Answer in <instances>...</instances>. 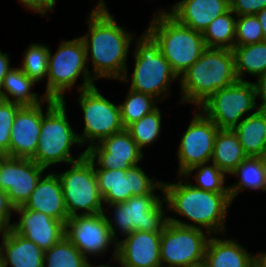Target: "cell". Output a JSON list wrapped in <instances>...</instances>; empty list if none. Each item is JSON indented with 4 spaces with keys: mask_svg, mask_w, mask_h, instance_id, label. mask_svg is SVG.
<instances>
[{
    "mask_svg": "<svg viewBox=\"0 0 266 267\" xmlns=\"http://www.w3.org/2000/svg\"><path fill=\"white\" fill-rule=\"evenodd\" d=\"M5 155L0 151V160L4 157Z\"/></svg>",
    "mask_w": 266,
    "mask_h": 267,
    "instance_id": "cell-49",
    "label": "cell"
},
{
    "mask_svg": "<svg viewBox=\"0 0 266 267\" xmlns=\"http://www.w3.org/2000/svg\"><path fill=\"white\" fill-rule=\"evenodd\" d=\"M133 49L134 69L131 79L128 78L126 69L120 82L129 83V88L144 94L153 96L161 102L169 93L170 84L179 80L172 70L169 62L160 51L159 44L147 32L144 31L137 40ZM161 98V99H160Z\"/></svg>",
    "mask_w": 266,
    "mask_h": 267,
    "instance_id": "cell-6",
    "label": "cell"
},
{
    "mask_svg": "<svg viewBox=\"0 0 266 267\" xmlns=\"http://www.w3.org/2000/svg\"><path fill=\"white\" fill-rule=\"evenodd\" d=\"M265 41L264 33L256 15L236 18L234 46H243Z\"/></svg>",
    "mask_w": 266,
    "mask_h": 267,
    "instance_id": "cell-36",
    "label": "cell"
},
{
    "mask_svg": "<svg viewBox=\"0 0 266 267\" xmlns=\"http://www.w3.org/2000/svg\"><path fill=\"white\" fill-rule=\"evenodd\" d=\"M210 236L203 229L184 227L168 222L161 232V267L202 265Z\"/></svg>",
    "mask_w": 266,
    "mask_h": 267,
    "instance_id": "cell-12",
    "label": "cell"
},
{
    "mask_svg": "<svg viewBox=\"0 0 266 267\" xmlns=\"http://www.w3.org/2000/svg\"><path fill=\"white\" fill-rule=\"evenodd\" d=\"M178 178L181 180L176 183L162 182L166 211H172L190 221L173 216H168V221L184 227L200 228L210 235H224L226 216L229 214V206L232 205L229 193L201 190L192 186L189 179H185L186 182L182 180V176Z\"/></svg>",
    "mask_w": 266,
    "mask_h": 267,
    "instance_id": "cell-2",
    "label": "cell"
},
{
    "mask_svg": "<svg viewBox=\"0 0 266 267\" xmlns=\"http://www.w3.org/2000/svg\"><path fill=\"white\" fill-rule=\"evenodd\" d=\"M162 113L157 106L153 111L144 115L139 121L130 124L126 129L142 150L159 139L161 134Z\"/></svg>",
    "mask_w": 266,
    "mask_h": 267,
    "instance_id": "cell-34",
    "label": "cell"
},
{
    "mask_svg": "<svg viewBox=\"0 0 266 267\" xmlns=\"http://www.w3.org/2000/svg\"><path fill=\"white\" fill-rule=\"evenodd\" d=\"M47 171L30 158L4 156L0 160V189L15 207L23 206Z\"/></svg>",
    "mask_w": 266,
    "mask_h": 267,
    "instance_id": "cell-17",
    "label": "cell"
},
{
    "mask_svg": "<svg viewBox=\"0 0 266 267\" xmlns=\"http://www.w3.org/2000/svg\"><path fill=\"white\" fill-rule=\"evenodd\" d=\"M193 171L197 174L195 173L192 179L195 178L197 184L189 183L195 188L215 193H229L228 186H225L227 175L212 162L191 167L181 176L184 179H191Z\"/></svg>",
    "mask_w": 266,
    "mask_h": 267,
    "instance_id": "cell-32",
    "label": "cell"
},
{
    "mask_svg": "<svg viewBox=\"0 0 266 267\" xmlns=\"http://www.w3.org/2000/svg\"><path fill=\"white\" fill-rule=\"evenodd\" d=\"M237 16L229 9L215 18L202 32L207 48L233 49Z\"/></svg>",
    "mask_w": 266,
    "mask_h": 267,
    "instance_id": "cell-30",
    "label": "cell"
},
{
    "mask_svg": "<svg viewBox=\"0 0 266 267\" xmlns=\"http://www.w3.org/2000/svg\"><path fill=\"white\" fill-rule=\"evenodd\" d=\"M24 8H28L33 13L47 16L49 11H53L56 0H18Z\"/></svg>",
    "mask_w": 266,
    "mask_h": 267,
    "instance_id": "cell-40",
    "label": "cell"
},
{
    "mask_svg": "<svg viewBox=\"0 0 266 267\" xmlns=\"http://www.w3.org/2000/svg\"><path fill=\"white\" fill-rule=\"evenodd\" d=\"M253 267H266V251L253 254Z\"/></svg>",
    "mask_w": 266,
    "mask_h": 267,
    "instance_id": "cell-43",
    "label": "cell"
},
{
    "mask_svg": "<svg viewBox=\"0 0 266 267\" xmlns=\"http://www.w3.org/2000/svg\"><path fill=\"white\" fill-rule=\"evenodd\" d=\"M18 220L12 229L35 243L43 251L49 250L65 236V224L62 221L38 211L16 207Z\"/></svg>",
    "mask_w": 266,
    "mask_h": 267,
    "instance_id": "cell-18",
    "label": "cell"
},
{
    "mask_svg": "<svg viewBox=\"0 0 266 267\" xmlns=\"http://www.w3.org/2000/svg\"><path fill=\"white\" fill-rule=\"evenodd\" d=\"M117 255V251H113L112 256V260L117 262V264H119V266L124 267L123 263L120 261V259L116 256ZM91 262H89V266L88 267H117V266H112V265H106V264H98V265H92L90 264Z\"/></svg>",
    "mask_w": 266,
    "mask_h": 267,
    "instance_id": "cell-45",
    "label": "cell"
},
{
    "mask_svg": "<svg viewBox=\"0 0 266 267\" xmlns=\"http://www.w3.org/2000/svg\"><path fill=\"white\" fill-rule=\"evenodd\" d=\"M37 84L30 79L20 67H12L5 75L2 85L1 99L17 103L21 106H34L44 102L47 97L31 90ZM33 87V88H32Z\"/></svg>",
    "mask_w": 266,
    "mask_h": 267,
    "instance_id": "cell-26",
    "label": "cell"
},
{
    "mask_svg": "<svg viewBox=\"0 0 266 267\" xmlns=\"http://www.w3.org/2000/svg\"><path fill=\"white\" fill-rule=\"evenodd\" d=\"M194 116L182 134L177 152L178 176L191 167L211 162L214 141L219 130L199 108H194Z\"/></svg>",
    "mask_w": 266,
    "mask_h": 267,
    "instance_id": "cell-14",
    "label": "cell"
},
{
    "mask_svg": "<svg viewBox=\"0 0 266 267\" xmlns=\"http://www.w3.org/2000/svg\"><path fill=\"white\" fill-rule=\"evenodd\" d=\"M49 50L48 46L33 42L24 52L20 68L36 83L47 78Z\"/></svg>",
    "mask_w": 266,
    "mask_h": 267,
    "instance_id": "cell-35",
    "label": "cell"
},
{
    "mask_svg": "<svg viewBox=\"0 0 266 267\" xmlns=\"http://www.w3.org/2000/svg\"><path fill=\"white\" fill-rule=\"evenodd\" d=\"M259 108L254 82L240 80L217 90L199 107L219 129L231 130Z\"/></svg>",
    "mask_w": 266,
    "mask_h": 267,
    "instance_id": "cell-10",
    "label": "cell"
},
{
    "mask_svg": "<svg viewBox=\"0 0 266 267\" xmlns=\"http://www.w3.org/2000/svg\"><path fill=\"white\" fill-rule=\"evenodd\" d=\"M158 103L160 102L153 96L129 88L125 100L119 104L124 128L139 121L144 115L153 111Z\"/></svg>",
    "mask_w": 266,
    "mask_h": 267,
    "instance_id": "cell-33",
    "label": "cell"
},
{
    "mask_svg": "<svg viewBox=\"0 0 266 267\" xmlns=\"http://www.w3.org/2000/svg\"><path fill=\"white\" fill-rule=\"evenodd\" d=\"M0 254L4 267H43L44 251L12 228L0 235Z\"/></svg>",
    "mask_w": 266,
    "mask_h": 267,
    "instance_id": "cell-23",
    "label": "cell"
},
{
    "mask_svg": "<svg viewBox=\"0 0 266 267\" xmlns=\"http://www.w3.org/2000/svg\"><path fill=\"white\" fill-rule=\"evenodd\" d=\"M8 55V53H3L0 49V99L2 93L3 79L5 75L9 72V70L12 68L10 67L11 59Z\"/></svg>",
    "mask_w": 266,
    "mask_h": 267,
    "instance_id": "cell-42",
    "label": "cell"
},
{
    "mask_svg": "<svg viewBox=\"0 0 266 267\" xmlns=\"http://www.w3.org/2000/svg\"><path fill=\"white\" fill-rule=\"evenodd\" d=\"M159 11L154 12L146 31L159 44L162 55L180 77L207 47L201 32L180 24L166 12L167 10Z\"/></svg>",
    "mask_w": 266,
    "mask_h": 267,
    "instance_id": "cell-5",
    "label": "cell"
},
{
    "mask_svg": "<svg viewBox=\"0 0 266 267\" xmlns=\"http://www.w3.org/2000/svg\"><path fill=\"white\" fill-rule=\"evenodd\" d=\"M246 157L237 134L231 129H219L211 162L225 174H230Z\"/></svg>",
    "mask_w": 266,
    "mask_h": 267,
    "instance_id": "cell-28",
    "label": "cell"
},
{
    "mask_svg": "<svg viewBox=\"0 0 266 267\" xmlns=\"http://www.w3.org/2000/svg\"><path fill=\"white\" fill-rule=\"evenodd\" d=\"M229 176L239 177L238 182L228 185L232 201L246 188L266 192V160L264 157L247 156Z\"/></svg>",
    "mask_w": 266,
    "mask_h": 267,
    "instance_id": "cell-27",
    "label": "cell"
},
{
    "mask_svg": "<svg viewBox=\"0 0 266 267\" xmlns=\"http://www.w3.org/2000/svg\"><path fill=\"white\" fill-rule=\"evenodd\" d=\"M86 156L93 162L94 169L127 170L138 165L144 153L124 128L92 145L86 150Z\"/></svg>",
    "mask_w": 266,
    "mask_h": 267,
    "instance_id": "cell-16",
    "label": "cell"
},
{
    "mask_svg": "<svg viewBox=\"0 0 266 267\" xmlns=\"http://www.w3.org/2000/svg\"><path fill=\"white\" fill-rule=\"evenodd\" d=\"M43 104L46 105L45 113ZM76 145L81 147L78 134L73 130L67 119L66 101L47 98L42 102L40 136L36 153L31 159L46 169L54 164L66 163V165H69L86 155L84 150L77 158L73 157L71 147Z\"/></svg>",
    "mask_w": 266,
    "mask_h": 267,
    "instance_id": "cell-4",
    "label": "cell"
},
{
    "mask_svg": "<svg viewBox=\"0 0 266 267\" xmlns=\"http://www.w3.org/2000/svg\"><path fill=\"white\" fill-rule=\"evenodd\" d=\"M89 262L66 236L44 251L43 267H88Z\"/></svg>",
    "mask_w": 266,
    "mask_h": 267,
    "instance_id": "cell-31",
    "label": "cell"
},
{
    "mask_svg": "<svg viewBox=\"0 0 266 267\" xmlns=\"http://www.w3.org/2000/svg\"><path fill=\"white\" fill-rule=\"evenodd\" d=\"M70 169L58 173L68 217L104 211L93 162L85 155L70 163Z\"/></svg>",
    "mask_w": 266,
    "mask_h": 267,
    "instance_id": "cell-9",
    "label": "cell"
},
{
    "mask_svg": "<svg viewBox=\"0 0 266 267\" xmlns=\"http://www.w3.org/2000/svg\"><path fill=\"white\" fill-rule=\"evenodd\" d=\"M235 59V70L238 80L247 81L244 75L256 79L266 71V40L232 49Z\"/></svg>",
    "mask_w": 266,
    "mask_h": 267,
    "instance_id": "cell-29",
    "label": "cell"
},
{
    "mask_svg": "<svg viewBox=\"0 0 266 267\" xmlns=\"http://www.w3.org/2000/svg\"><path fill=\"white\" fill-rule=\"evenodd\" d=\"M203 264L206 267H253V254L234 239L211 235Z\"/></svg>",
    "mask_w": 266,
    "mask_h": 267,
    "instance_id": "cell-24",
    "label": "cell"
},
{
    "mask_svg": "<svg viewBox=\"0 0 266 267\" xmlns=\"http://www.w3.org/2000/svg\"><path fill=\"white\" fill-rule=\"evenodd\" d=\"M161 232L134 231L117 242L124 267H161Z\"/></svg>",
    "mask_w": 266,
    "mask_h": 267,
    "instance_id": "cell-20",
    "label": "cell"
},
{
    "mask_svg": "<svg viewBox=\"0 0 266 267\" xmlns=\"http://www.w3.org/2000/svg\"><path fill=\"white\" fill-rule=\"evenodd\" d=\"M95 9H107L106 2L104 0H99L95 5Z\"/></svg>",
    "mask_w": 266,
    "mask_h": 267,
    "instance_id": "cell-46",
    "label": "cell"
},
{
    "mask_svg": "<svg viewBox=\"0 0 266 267\" xmlns=\"http://www.w3.org/2000/svg\"><path fill=\"white\" fill-rule=\"evenodd\" d=\"M256 95L259 99V107L266 109V71L257 78V81L254 82Z\"/></svg>",
    "mask_w": 266,
    "mask_h": 267,
    "instance_id": "cell-41",
    "label": "cell"
},
{
    "mask_svg": "<svg viewBox=\"0 0 266 267\" xmlns=\"http://www.w3.org/2000/svg\"><path fill=\"white\" fill-rule=\"evenodd\" d=\"M266 8V0H230V9L236 16L256 15Z\"/></svg>",
    "mask_w": 266,
    "mask_h": 267,
    "instance_id": "cell-38",
    "label": "cell"
},
{
    "mask_svg": "<svg viewBox=\"0 0 266 267\" xmlns=\"http://www.w3.org/2000/svg\"><path fill=\"white\" fill-rule=\"evenodd\" d=\"M179 78L181 103H192L195 108H199L217 90L238 81L233 51L206 48Z\"/></svg>",
    "mask_w": 266,
    "mask_h": 267,
    "instance_id": "cell-3",
    "label": "cell"
},
{
    "mask_svg": "<svg viewBox=\"0 0 266 267\" xmlns=\"http://www.w3.org/2000/svg\"><path fill=\"white\" fill-rule=\"evenodd\" d=\"M49 50L47 83L44 96L56 101H65V92L71 90L77 79L83 77L78 92L95 86L87 64L85 45L81 37L63 40L57 51Z\"/></svg>",
    "mask_w": 266,
    "mask_h": 267,
    "instance_id": "cell-7",
    "label": "cell"
},
{
    "mask_svg": "<svg viewBox=\"0 0 266 267\" xmlns=\"http://www.w3.org/2000/svg\"><path fill=\"white\" fill-rule=\"evenodd\" d=\"M165 203L163 196L145 194L132 196L125 202L108 204L107 209L113 211H110L112 216L107 215V209L103 213L114 240H120L116 230L124 237L134 231L162 232L169 222L168 215H165L167 206H163Z\"/></svg>",
    "mask_w": 266,
    "mask_h": 267,
    "instance_id": "cell-8",
    "label": "cell"
},
{
    "mask_svg": "<svg viewBox=\"0 0 266 267\" xmlns=\"http://www.w3.org/2000/svg\"><path fill=\"white\" fill-rule=\"evenodd\" d=\"M22 106L0 99V151L9 156L10 134L17 111Z\"/></svg>",
    "mask_w": 266,
    "mask_h": 267,
    "instance_id": "cell-37",
    "label": "cell"
},
{
    "mask_svg": "<svg viewBox=\"0 0 266 267\" xmlns=\"http://www.w3.org/2000/svg\"><path fill=\"white\" fill-rule=\"evenodd\" d=\"M194 267H206L204 264L199 265V266H194Z\"/></svg>",
    "mask_w": 266,
    "mask_h": 267,
    "instance_id": "cell-50",
    "label": "cell"
},
{
    "mask_svg": "<svg viewBox=\"0 0 266 267\" xmlns=\"http://www.w3.org/2000/svg\"><path fill=\"white\" fill-rule=\"evenodd\" d=\"M15 209L16 207L10 201L7 192L0 189V224L5 229L12 227L13 223H10V221Z\"/></svg>",
    "mask_w": 266,
    "mask_h": 267,
    "instance_id": "cell-39",
    "label": "cell"
},
{
    "mask_svg": "<svg viewBox=\"0 0 266 267\" xmlns=\"http://www.w3.org/2000/svg\"><path fill=\"white\" fill-rule=\"evenodd\" d=\"M0 267H4L3 262H2L1 254H0Z\"/></svg>",
    "mask_w": 266,
    "mask_h": 267,
    "instance_id": "cell-48",
    "label": "cell"
},
{
    "mask_svg": "<svg viewBox=\"0 0 266 267\" xmlns=\"http://www.w3.org/2000/svg\"><path fill=\"white\" fill-rule=\"evenodd\" d=\"M42 123V103L22 106L11 128L9 156L32 158L36 153Z\"/></svg>",
    "mask_w": 266,
    "mask_h": 267,
    "instance_id": "cell-19",
    "label": "cell"
},
{
    "mask_svg": "<svg viewBox=\"0 0 266 267\" xmlns=\"http://www.w3.org/2000/svg\"><path fill=\"white\" fill-rule=\"evenodd\" d=\"M5 228L0 224V234H3Z\"/></svg>",
    "mask_w": 266,
    "mask_h": 267,
    "instance_id": "cell-47",
    "label": "cell"
},
{
    "mask_svg": "<svg viewBox=\"0 0 266 267\" xmlns=\"http://www.w3.org/2000/svg\"><path fill=\"white\" fill-rule=\"evenodd\" d=\"M86 21L88 33L80 37L85 45L87 63L90 60L93 66L91 77L120 80L128 67L129 48L136 33L117 24L108 8L93 7Z\"/></svg>",
    "mask_w": 266,
    "mask_h": 267,
    "instance_id": "cell-1",
    "label": "cell"
},
{
    "mask_svg": "<svg viewBox=\"0 0 266 267\" xmlns=\"http://www.w3.org/2000/svg\"><path fill=\"white\" fill-rule=\"evenodd\" d=\"M229 9L230 0H180L167 13L180 24L202 33Z\"/></svg>",
    "mask_w": 266,
    "mask_h": 267,
    "instance_id": "cell-21",
    "label": "cell"
},
{
    "mask_svg": "<svg viewBox=\"0 0 266 267\" xmlns=\"http://www.w3.org/2000/svg\"><path fill=\"white\" fill-rule=\"evenodd\" d=\"M94 171L105 206L125 202L132 196L156 194L157 190L163 193V181L150 178L139 165L127 170L94 169Z\"/></svg>",
    "mask_w": 266,
    "mask_h": 267,
    "instance_id": "cell-13",
    "label": "cell"
},
{
    "mask_svg": "<svg viewBox=\"0 0 266 267\" xmlns=\"http://www.w3.org/2000/svg\"><path fill=\"white\" fill-rule=\"evenodd\" d=\"M78 103L83 112L84 130L78 139L81 147L88 144L86 149L99 143L104 138L124 129L121 120L119 104L106 99L98 88L79 91Z\"/></svg>",
    "mask_w": 266,
    "mask_h": 267,
    "instance_id": "cell-11",
    "label": "cell"
},
{
    "mask_svg": "<svg viewBox=\"0 0 266 267\" xmlns=\"http://www.w3.org/2000/svg\"><path fill=\"white\" fill-rule=\"evenodd\" d=\"M22 207L42 212L65 224L69 217L64 202L62 185L57 173L51 172L45 173V176L42 175L36 188Z\"/></svg>",
    "mask_w": 266,
    "mask_h": 267,
    "instance_id": "cell-22",
    "label": "cell"
},
{
    "mask_svg": "<svg viewBox=\"0 0 266 267\" xmlns=\"http://www.w3.org/2000/svg\"><path fill=\"white\" fill-rule=\"evenodd\" d=\"M65 236L88 260L89 256H101L112 244L117 251V242L103 212L69 217Z\"/></svg>",
    "mask_w": 266,
    "mask_h": 267,
    "instance_id": "cell-15",
    "label": "cell"
},
{
    "mask_svg": "<svg viewBox=\"0 0 266 267\" xmlns=\"http://www.w3.org/2000/svg\"><path fill=\"white\" fill-rule=\"evenodd\" d=\"M256 17L259 20V23L261 24L263 33H264V38L266 40V8L262 9L256 14Z\"/></svg>",
    "mask_w": 266,
    "mask_h": 267,
    "instance_id": "cell-44",
    "label": "cell"
},
{
    "mask_svg": "<svg viewBox=\"0 0 266 267\" xmlns=\"http://www.w3.org/2000/svg\"><path fill=\"white\" fill-rule=\"evenodd\" d=\"M233 131L247 156L264 157L266 153V109L259 108L245 117Z\"/></svg>",
    "mask_w": 266,
    "mask_h": 267,
    "instance_id": "cell-25",
    "label": "cell"
}]
</instances>
